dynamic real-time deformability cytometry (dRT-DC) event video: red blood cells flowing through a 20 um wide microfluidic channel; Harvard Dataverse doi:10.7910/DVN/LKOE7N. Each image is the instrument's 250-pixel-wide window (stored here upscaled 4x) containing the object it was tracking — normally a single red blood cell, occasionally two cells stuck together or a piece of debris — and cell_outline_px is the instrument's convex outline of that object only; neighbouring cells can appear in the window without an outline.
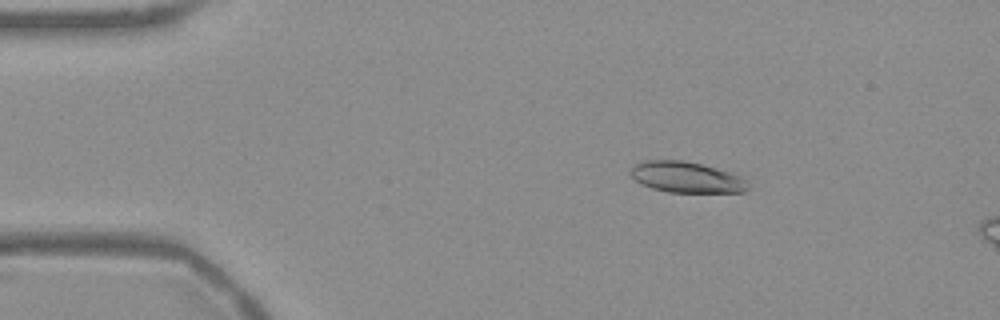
{"species": "Egyptian fruit bat (a non-hibernating species)", "species_latin": "Rousettus aegyptiacus", "temperature_condition": "warm", "stored_images_in_passage": 55, "segment_of_instrument_passage": [1, 2], "camera_frame_rate_fps": 3000, "um_per_image_px": 0.085, "frame": {"image": 1, "passage_image": 9, "time_ms": 2.667, "image_size_px": [1000, 320], "cell_outline_px": [[748, 188], [744, 192], [668, 192], [652, 188], [640, 184], [632, 176], [632, 168], [636, 164], [644, 160], [684, 160], [716, 168], [740, 176], [748, 184]], "centroid_in_image_um": [58.33, 15.06], "position_along_channel_um": 26.7, "area_um2": 20.87}}
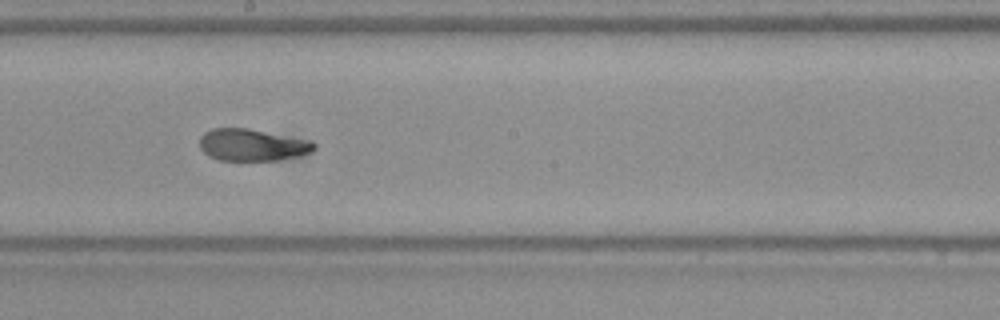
{"frame": {"image": 2, "passage_image": 30, "time_ms": 9.667, "image_size_px": [1000, 320], "cell_outline_px": [[316, 148], [312, 152], [296, 156], [276, 160], [220, 160], [208, 156], [200, 148], [200, 136], [204, 132], [212, 128], [248, 128], [312, 140], [316, 144]], "centroid_in_image_um": [21.45, 12.31], "position_along_channel_um": 226.8, "area_um2": 21.44}}
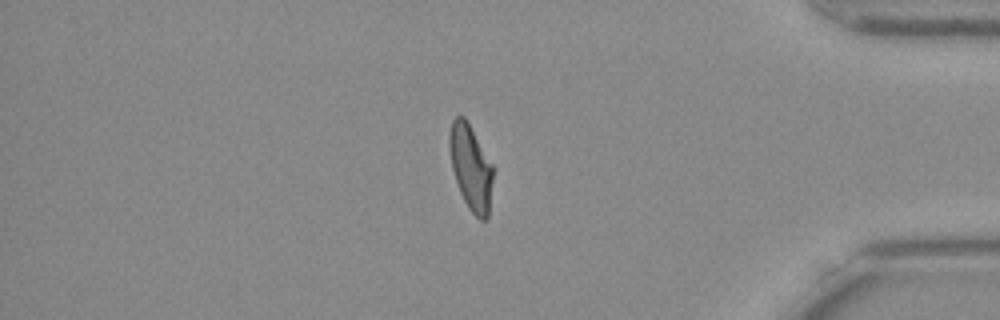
{"frame": {"image": 3, "passage_image": 46, "time_ms": 15.0, "image_size_px": [1000, 320], "cell_outline_px": [[496, 168], [488, 216], [484, 220], [480, 220], [468, 208], [460, 192], [452, 168], [448, 144], [448, 136], [452, 120], [456, 116], [464, 116]], "centroid_in_image_um": [40.05, 14.23], "position_along_channel_um": 395.1, "area_um2": 22.14}}